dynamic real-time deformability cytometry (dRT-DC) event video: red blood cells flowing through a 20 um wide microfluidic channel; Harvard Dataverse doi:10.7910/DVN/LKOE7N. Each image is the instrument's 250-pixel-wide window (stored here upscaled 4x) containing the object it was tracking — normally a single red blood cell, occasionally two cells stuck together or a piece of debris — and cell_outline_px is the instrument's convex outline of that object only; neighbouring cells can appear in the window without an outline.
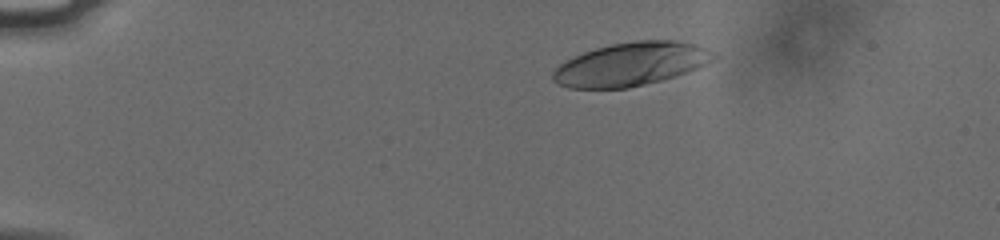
{"species": "human", "species_latin": "Homo sapiens", "temperature_condition": "cold", "stored_images_in_passage": 47, "camera_frame_rate_fps": 3000, "um_per_image_px": 0.085, "donor": {"sex": "male"}, "frame": {"image": 1, "passage_image": 2, "time_ms": 0.333, "image_size_px": [1000, 240], "cell_outline_px": [[720, 56], [688, 72], [676, 76], [628, 88], [568, 88], [556, 84], [552, 80], [552, 72], [560, 64], [572, 56], [596, 48], [612, 44], [636, 40], [676, 40], [696, 44]], "centroid_in_image_um": [53.6, 5.45], "position_along_channel_um": 31.4, "area_um2": 40.58}}
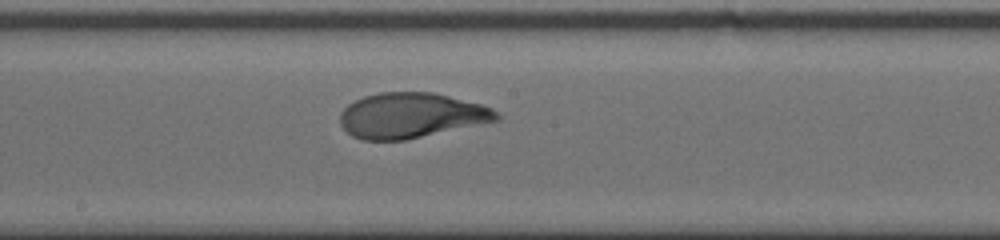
{"frame": {"image": 2, "passage_image": 23, "time_ms": 7.333, "image_size_px": [1000, 240], "cell_outline_px": [[500, 120], [404, 140], [364, 140], [352, 136], [340, 124], [340, 112], [348, 104], [364, 96], [380, 92], [432, 92], [480, 104], [492, 108], [500, 116]], "centroid_in_image_um": [34.92, 9.81], "position_along_channel_um": 213.3, "area_um2": 40.98}}
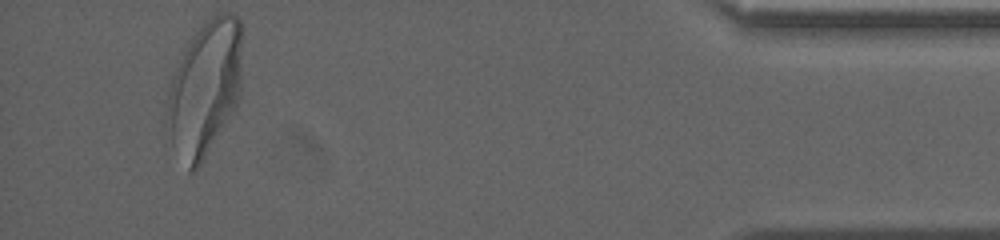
{"frame": {"image": 3, "passage_image": 44, "time_ms": 14.333, "image_size_px": [1000, 240], "cell_outline_px": [[240, 92], [236, 104], [232, 112], [200, 164], [192, 172], [188, 172], [172, 140], [164, 112], [172, 80], [176, 68], [188, 40], [204, 20], [216, 12], [232, 12], [240, 20]], "centroid_in_image_um": [17.4, 7.42], "position_along_channel_um": 417.8, "area_um2": 58.32}, "authors_computed_cell_mechanics": {"area_um2": 41.4426, "velocity_mm_per_s": 3.7435, "shape_relaxation_time_tau1_ms": 4.0115, "shape_relaxation_time_tau2_ms": null, "deformation_change_tau1": 0.1857, "deformation_change_tau2": null}}